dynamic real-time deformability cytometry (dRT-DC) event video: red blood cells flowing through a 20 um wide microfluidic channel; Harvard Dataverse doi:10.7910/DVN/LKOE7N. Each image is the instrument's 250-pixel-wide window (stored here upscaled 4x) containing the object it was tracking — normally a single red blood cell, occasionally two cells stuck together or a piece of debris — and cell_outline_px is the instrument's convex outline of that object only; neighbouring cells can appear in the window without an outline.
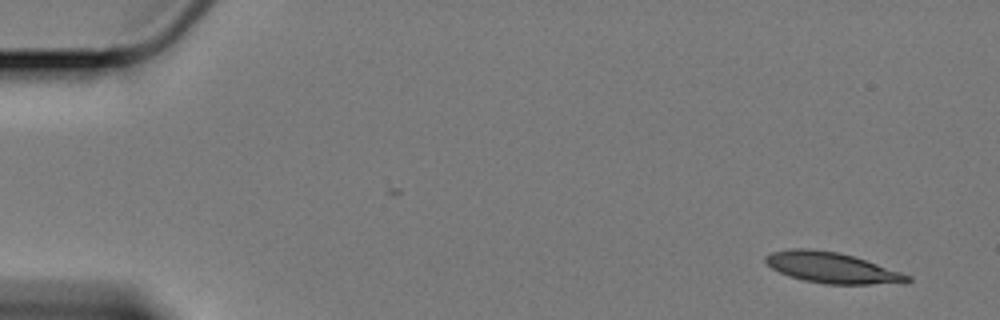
{"species": "Egyptian fruit bat (a non-hibernating species)", "species_latin": "Rousettus aegyptiacus", "temperature_condition": "cold", "stored_images_in_passage": 57, "camera_frame_rate_fps": 3000, "um_per_image_px": 0.085, "animal": {"sex": "female"}, "frame": {"image": 1, "passage_image": 1, "time_ms": 0.0, "image_size_px": [1000, 320], "cell_outline_px": [[912, 280], [868, 284], [824, 284], [804, 280], [780, 272], [772, 268], [764, 260], [764, 256], [772, 252], [792, 248], [808, 248], [836, 252], [852, 256], [912, 276]], "centroid_in_image_um": [70.62, 22.74], "position_along_channel_um": 14.4, "area_um2": 24.68}}
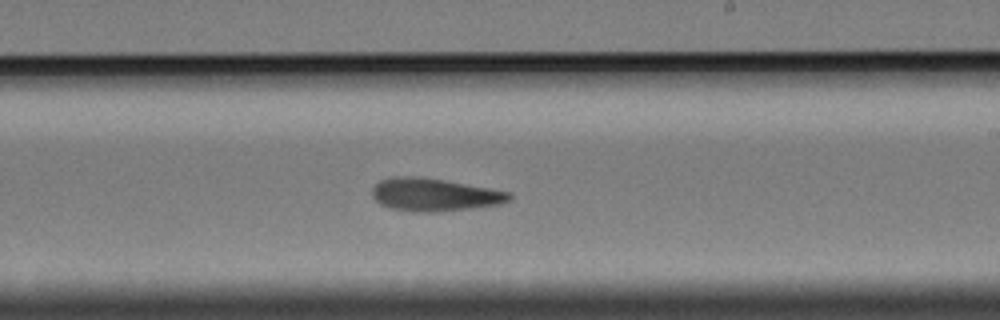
{"frame": {"image": 2, "passage_image": 33, "time_ms": 10.667, "image_size_px": [1000, 320], "cell_outline_px": [[512, 196], [508, 200], [500, 204], [472, 208], [436, 212], [412, 212], [392, 208], [380, 204], [372, 196], [372, 188], [380, 180], [396, 176], [412, 176], [440, 180], [488, 188], [508, 192]], "centroid_in_image_um": [36.87, 16.56], "position_along_channel_um": 252.1, "area_um2": 25.78}}
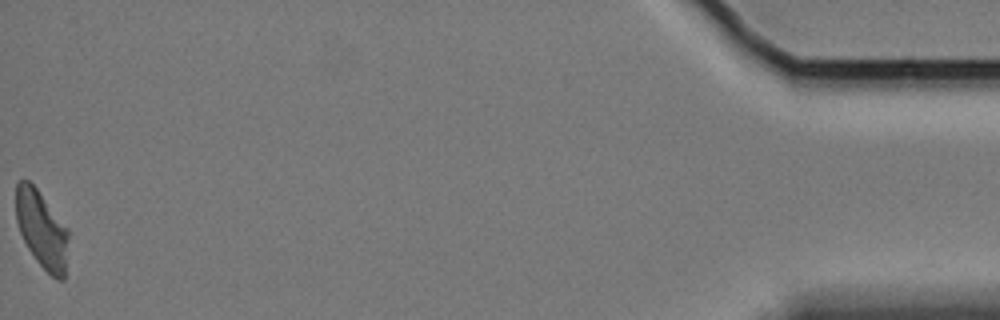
{"frame": {"image": 3, "passage_image": 57, "time_ms": 18.667, "image_size_px": [1000, 320], "cell_outline_px": [[68, 236], [64, 280], [60, 280], [52, 276], [36, 260], [28, 248], [20, 232], [16, 220], [16, 184], [20, 180], [28, 180], [36, 188], [68, 228]], "centroid_in_image_um": [3.54, 19.49], "position_along_channel_um": 431.7, "area_um2": 23.29}, "authors_computed_cell_mechanics": {"area_um2": 25.6632, "velocity_mm_per_s": 3.375, "shape_relaxation_time_tau1_ms": 8.4453, "shape_relaxation_time_tau2_ms": 7.4182, "deformation_change_tau1": 0.2033, "deformation_change_tau2": 0.1537}}